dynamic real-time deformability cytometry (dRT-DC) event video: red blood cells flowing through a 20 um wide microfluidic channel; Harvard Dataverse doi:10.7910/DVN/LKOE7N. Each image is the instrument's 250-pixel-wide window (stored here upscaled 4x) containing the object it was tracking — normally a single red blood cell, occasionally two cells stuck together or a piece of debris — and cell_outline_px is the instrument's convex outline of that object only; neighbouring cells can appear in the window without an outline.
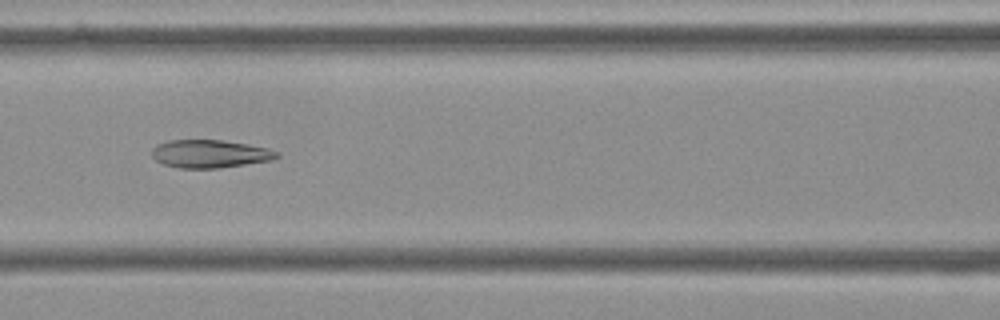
{"species": "Egyptian fruit bat (a non-hibernating species)", "species_latin": "Rousettus aegyptiacus", "temperature_condition": "cold", "stored_images_in_passage": 42, "camera_frame_rate_fps": 3000, "um_per_image_px": 0.085, "frame": {"image": 1, "passage_image": 11, "time_ms": 3.333, "image_size_px": [1000, 320], "cell_outline_px": [[280, 156], [272, 160], [216, 168], [176, 168], [164, 164], [156, 160], [152, 156], [152, 148], [156, 144], [168, 140], [220, 140], [268, 148], [280, 152]], "centroid_in_image_um": [17.82, 13.07], "position_along_channel_um": 148.8, "area_um2": 20.29}}
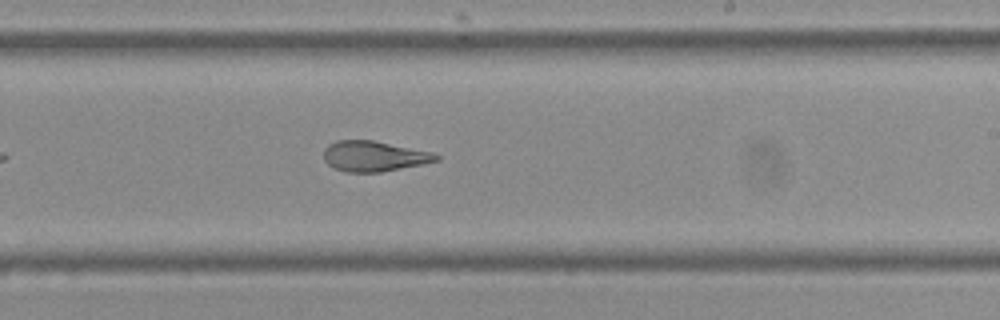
{"frame": {"image": 2, "passage_image": 20, "time_ms": 6.333, "image_size_px": [1000, 320], "cell_outline_px": [[440, 160], [424, 164], [380, 172], [344, 172], [328, 164], [324, 160], [324, 148], [328, 144], [336, 140], [372, 140], [432, 152], [440, 156]], "centroid_in_image_um": [31.79, 13.27], "position_along_channel_um": 257.2, "area_um2": 19.94}}
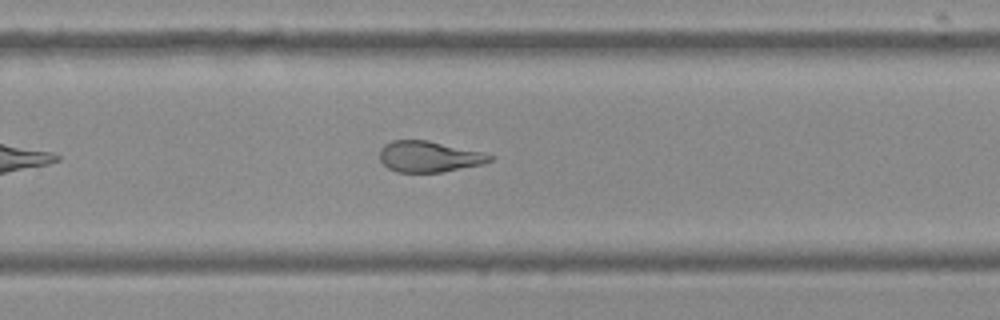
{"frame": {"image": 3, "passage_image": 23, "time_ms": 7.333, "image_size_px": [1000, 320], "cell_outline_px": [[496, 156], [492, 160], [484, 164], [440, 172], [396, 172], [388, 168], [380, 160], [380, 148], [384, 144], [392, 140], [428, 140], [480, 152]], "centroid_in_image_um": [36.45, 13.31], "position_along_channel_um": 293.4, "area_um2": 19.83}, "authors_computed_cell_mechanics": {"area_um2": 21.2126, "velocity_mm_per_s": 3.6236, "shape_relaxation_time_tau1_ms": null, "shape_relaxation_time_tau2_ms": 2.2936, "deformation_change_tau1": null, "deformation_change_tau2": 0.1072}}